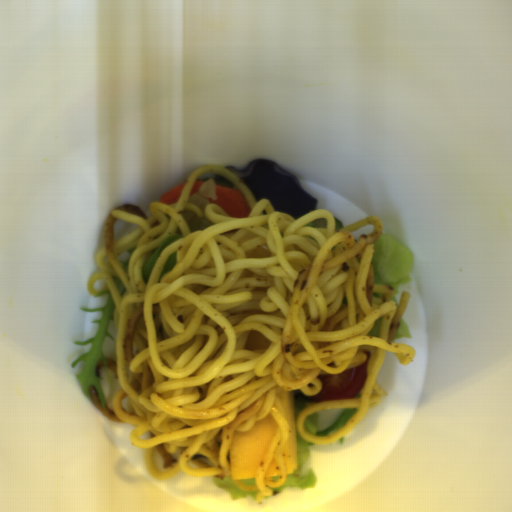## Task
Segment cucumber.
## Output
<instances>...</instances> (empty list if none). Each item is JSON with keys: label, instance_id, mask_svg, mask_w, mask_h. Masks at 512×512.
<instances>
[{"label": "cucumber", "instance_id": "8b760119", "mask_svg": "<svg viewBox=\"0 0 512 512\" xmlns=\"http://www.w3.org/2000/svg\"><path fill=\"white\" fill-rule=\"evenodd\" d=\"M304 227L311 228H327V218H314L310 223L305 225Z\"/></svg>", "mask_w": 512, "mask_h": 512}, {"label": "cucumber", "instance_id": "586b57bf", "mask_svg": "<svg viewBox=\"0 0 512 512\" xmlns=\"http://www.w3.org/2000/svg\"><path fill=\"white\" fill-rule=\"evenodd\" d=\"M334 220H335L336 232L344 229L342 223L339 221V219L337 217L334 216Z\"/></svg>", "mask_w": 512, "mask_h": 512}]
</instances>
